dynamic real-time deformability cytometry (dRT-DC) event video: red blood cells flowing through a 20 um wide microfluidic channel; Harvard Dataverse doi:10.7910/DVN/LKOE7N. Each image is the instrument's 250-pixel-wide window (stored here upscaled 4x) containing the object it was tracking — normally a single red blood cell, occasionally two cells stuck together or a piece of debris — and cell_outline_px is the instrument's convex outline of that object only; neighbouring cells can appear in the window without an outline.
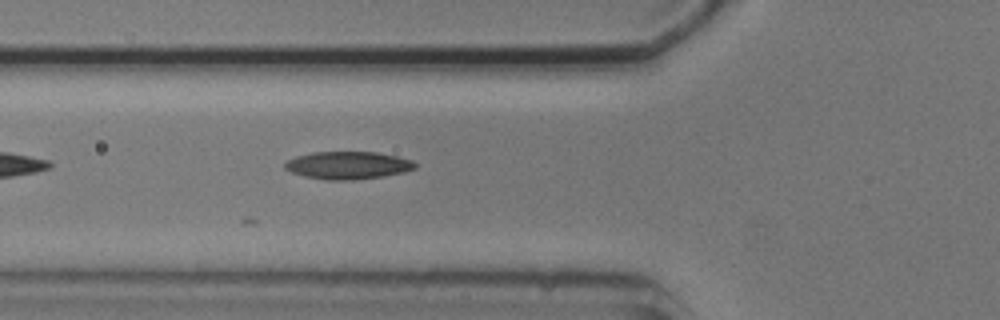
{"species": "common noctule bat (a hibernating species)", "species_latin": "Nyctalus noctula", "temperature_condition": "cold", "stored_images_in_passage": 5, "camera_frame_rate_fps": 3000, "um_per_image_px": 0.085, "animal": {"sex": "male", "body_mass_g": 20.5, "forearm_length_mm": 52.5}, "frame": {"image": 1, "passage_image": 5, "time_ms": 5.333, "image_size_px": [1000, 320], "cell_outline_px": [[416, 168], [404, 172], [384, 176], [352, 180], [328, 180], [304, 176], [292, 172], [284, 168], [284, 164], [288, 160], [296, 156], [312, 152], [376, 152], [396, 156], [412, 160], [416, 164]], "centroid_in_image_um": [29.57, 14.05], "position_along_channel_um": 96.2, "area_um2": 20.92}}